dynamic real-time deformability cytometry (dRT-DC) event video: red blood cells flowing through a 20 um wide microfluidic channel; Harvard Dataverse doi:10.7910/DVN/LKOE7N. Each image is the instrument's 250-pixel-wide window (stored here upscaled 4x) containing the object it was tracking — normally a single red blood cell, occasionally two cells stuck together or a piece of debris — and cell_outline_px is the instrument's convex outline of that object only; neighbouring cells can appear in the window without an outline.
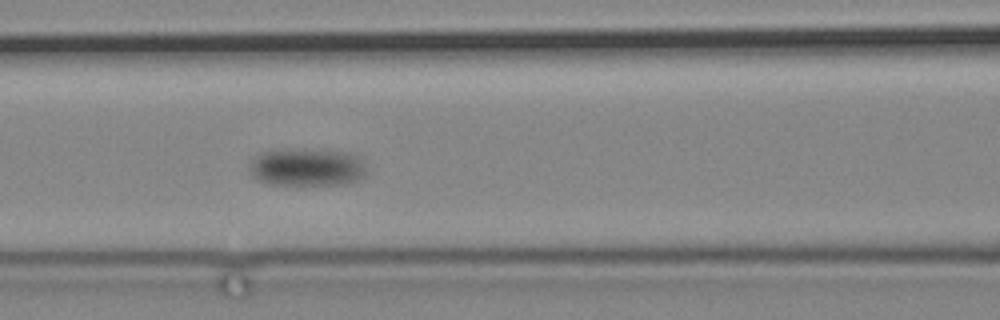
{"species": "common noctule bat (a hibernating species)", "species_latin": "Nyctalus noctula", "temperature_condition": "cold", "stored_images_in_passage": 3, "camera_frame_rate_fps": 3000, "um_per_image_px": 0.085, "animal": {"sex": "male", "body_mass_g": 19.2, "forearm_length_mm": 51.8}, "frame": {"image": 1, "passage_image": 3, "time_ms": 3.0, "image_size_px": [1000, 320], "cell_outline_px": [[368, 176], [360, 180], [344, 184], [268, 184], [252, 176], [248, 168], [248, 164], [256, 156], [264, 152], [284, 148], [348, 152], [356, 156], [360, 160]], "centroid_in_image_um": [26.07, 14.21], "position_along_channel_um": 140.5, "area_um2": 25.78}}